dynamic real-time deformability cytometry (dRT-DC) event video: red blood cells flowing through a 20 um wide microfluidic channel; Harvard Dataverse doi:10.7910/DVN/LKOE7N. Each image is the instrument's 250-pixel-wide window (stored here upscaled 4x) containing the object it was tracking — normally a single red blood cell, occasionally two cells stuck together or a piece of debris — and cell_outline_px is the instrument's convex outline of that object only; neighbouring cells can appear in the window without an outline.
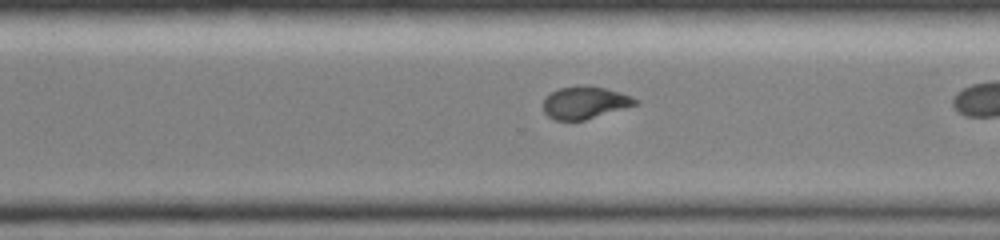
{"species": "common noctule bat (a hibernating species)", "species_latin": "Nyctalus noctula", "temperature_condition": "room temperature", "stored_images_in_passage": 35, "camera_frame_rate_fps": 3000, "um_per_image_px": 0.085, "animal": {"sex": "female", "body_mass_g": 19.0, "forearm_length_mm": 51.5}, "frame": {"image": 1, "passage_image": 30, "time_ms": 9.667, "image_size_px": [1000, 240], "cell_outline_px": [[640, 104], [584, 120], [556, 120], [548, 116], [544, 112], [544, 100], [552, 92], [560, 88], [584, 84], [604, 88], [620, 92], [632, 96], [640, 100]], "centroid_in_image_um": [49.77, 8.71], "position_along_channel_um": 320.8, "area_um2": 17.4}}